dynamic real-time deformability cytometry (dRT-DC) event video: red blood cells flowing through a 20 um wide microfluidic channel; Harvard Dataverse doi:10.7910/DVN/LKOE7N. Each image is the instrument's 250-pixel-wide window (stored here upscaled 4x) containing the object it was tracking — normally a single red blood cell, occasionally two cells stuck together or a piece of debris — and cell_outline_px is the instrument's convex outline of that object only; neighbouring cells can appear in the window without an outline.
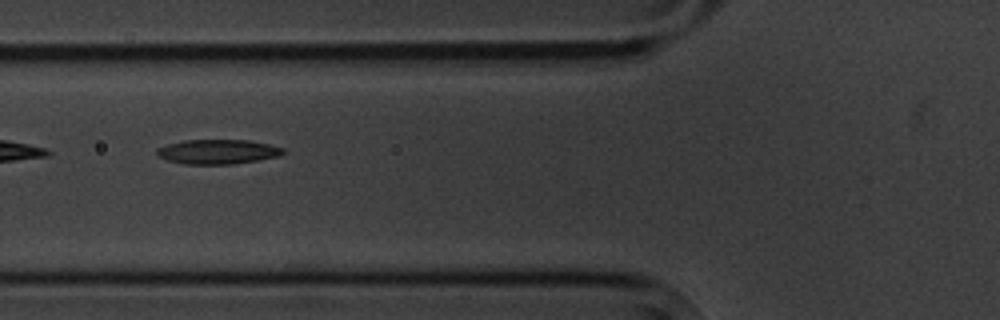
{"species": "common noctule bat (a hibernating species)", "species_latin": "Nyctalus noctula", "temperature_condition": "cold", "stored_images_in_passage": 9, "camera_frame_rate_fps": 3000, "um_per_image_px": 0.085, "animal": {"sex": "male", "body_mass_g": 20.1, "forearm_length_mm": 53.5}, "frame": {"image": 1, "passage_image": 6, "time_ms": 6.0, "image_size_px": [1000, 320], "cell_outline_px": [[284, 152], [280, 156], [260, 160], [232, 164], [184, 164], [168, 160], [156, 156], [156, 148], [168, 144], [184, 140], [248, 140], [268, 144], [284, 148]], "centroid_in_image_um": [18.5, 12.9], "position_along_channel_um": 107.3, "area_um2": 18.15}}
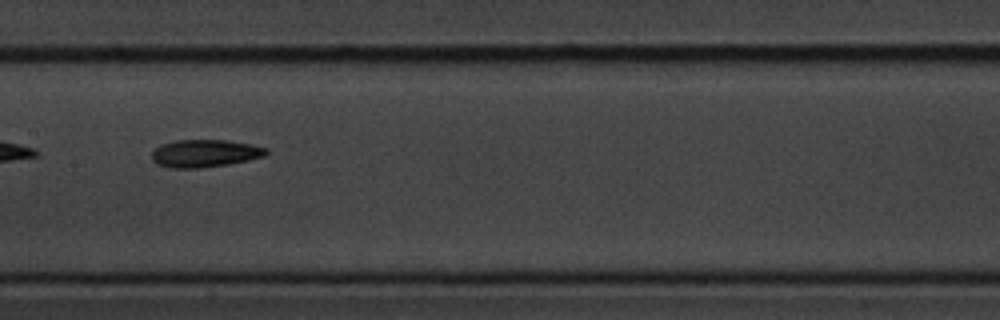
{"frame": {"image": 2, "passage_image": 8, "time_ms": 8.333, "image_size_px": [1000, 320], "cell_outline_px": [[268, 152], [264, 156], [248, 160], [228, 164], [200, 168], [172, 168], [156, 164], [152, 160], [152, 152], [160, 144], [176, 140], [224, 140], [252, 144], [268, 148]], "centroid_in_image_um": [17.4, 13.03], "position_along_channel_um": 190.0, "area_um2": 18.44}}
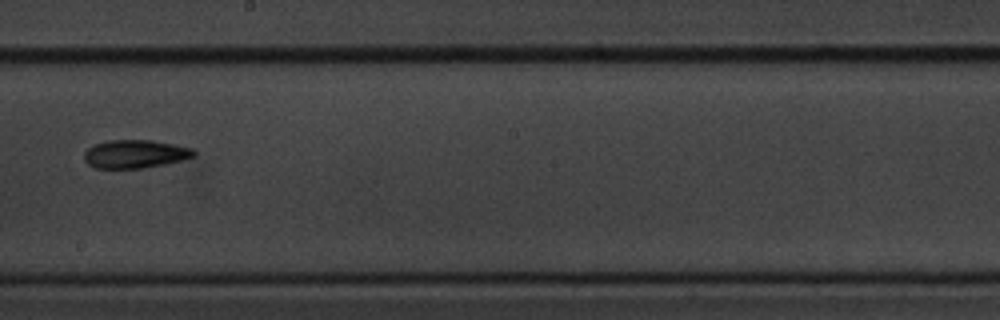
{"frame": {"image": 3, "passage_image": 9, "time_ms": 9.667, "image_size_px": [1000, 320], "cell_outline_px": [[196, 156], [164, 164], [140, 168], [96, 168], [88, 164], [84, 160], [84, 152], [88, 148], [96, 144], [108, 140], [152, 140], [192, 148], [196, 152]], "centroid_in_image_um": [11.47, 13.08], "position_along_channel_um": 236.7, "area_um2": 17.92}}